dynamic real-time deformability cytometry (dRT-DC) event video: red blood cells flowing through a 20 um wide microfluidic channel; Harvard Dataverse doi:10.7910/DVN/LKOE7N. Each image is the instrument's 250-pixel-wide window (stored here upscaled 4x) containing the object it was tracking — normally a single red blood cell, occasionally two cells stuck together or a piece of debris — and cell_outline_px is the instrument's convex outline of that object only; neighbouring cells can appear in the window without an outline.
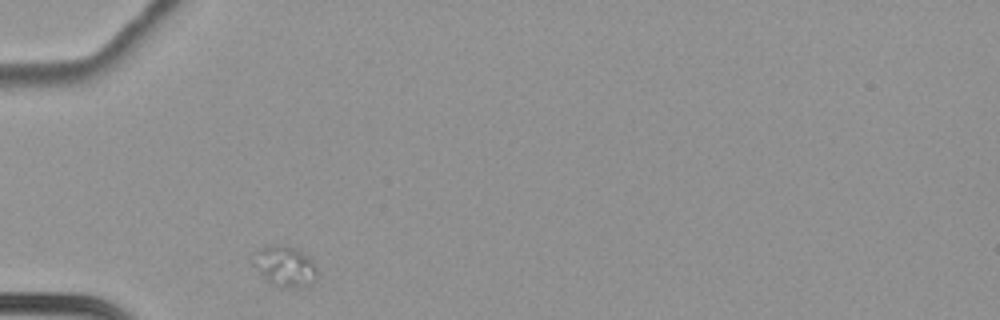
{"species": "common noctule bat (a hibernating species)", "species_latin": "Nyctalus noctula", "temperature_condition": "cold", "stored_images_in_passage": 32, "camera_frame_rate_fps": 3000, "um_per_image_px": 0.085, "animal": {"sex": "female", "body_mass_g": 22.7, "forearm_length_mm": 54.2}, "frame": {"image": 1, "passage_image": 1, "time_ms": 0.0, "image_size_px": [1000, 320], "cell_outline_px": [[316, 280], [312, 284], [304, 288], [280, 288], [268, 280], [260, 272], [252, 260], [256, 252], [264, 248], [276, 244], [284, 244], [296, 248], [308, 256], [312, 260], [316, 268]], "centroid_in_image_um": [24.28, 22.65], "position_along_channel_um": 60.7, "area_um2": 15.03}}